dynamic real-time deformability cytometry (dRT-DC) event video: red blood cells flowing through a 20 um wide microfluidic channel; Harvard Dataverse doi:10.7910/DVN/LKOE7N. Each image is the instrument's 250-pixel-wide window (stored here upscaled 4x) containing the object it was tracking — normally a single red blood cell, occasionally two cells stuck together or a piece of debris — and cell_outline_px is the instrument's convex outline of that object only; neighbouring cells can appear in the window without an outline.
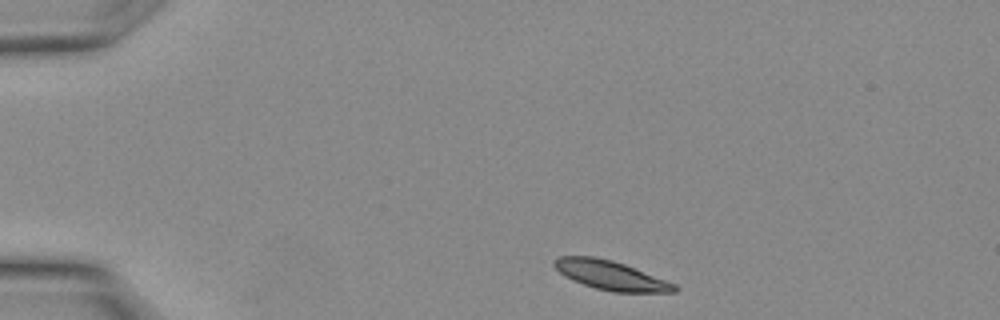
{"species": "Egyptian fruit bat (a non-hibernating species)", "species_latin": "Rousettus aegyptiacus", "temperature_condition": "warm", "stored_images_in_passage": 16, "camera_frame_rate_fps": 3000, "um_per_image_px": 0.085, "animal": {"sex": "female"}, "frame": {"image": 1, "passage_image": 1, "time_ms": 0.0, "image_size_px": [1000, 320], "cell_outline_px": [[680, 288], [676, 292], [612, 292], [596, 288], [572, 280], [560, 272], [552, 264], [552, 260], [560, 256], [592, 256], [612, 260], [624, 264], [676, 284]], "centroid_in_image_um": [51.91, 23.4], "position_along_channel_um": 33.1, "area_um2": 20.29}}
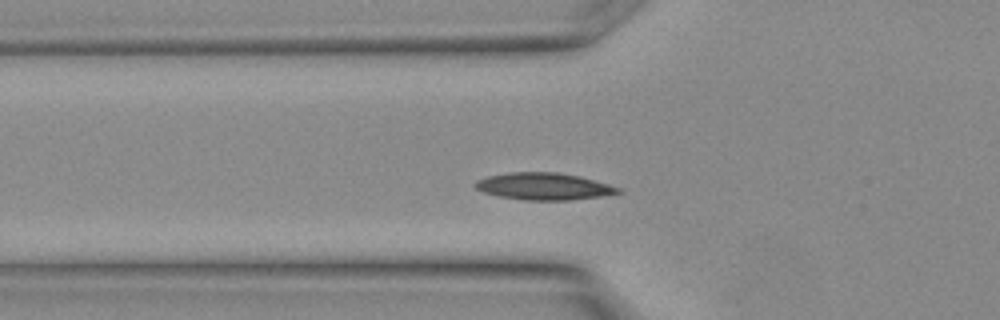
{"frame": {"image": 2, "passage_image": 6, "time_ms": 1.667, "image_size_px": [1000, 320], "cell_outline_px": [[624, 192], [600, 196], [572, 200], [524, 200], [500, 196], [484, 192], [476, 188], [472, 184], [476, 180], [488, 176], [508, 172], [556, 172], [576, 176], [592, 180], [620, 188]], "centroid_in_image_um": [46.18, 15.84], "position_along_channel_um": 79.6, "area_um2": 22.25}}
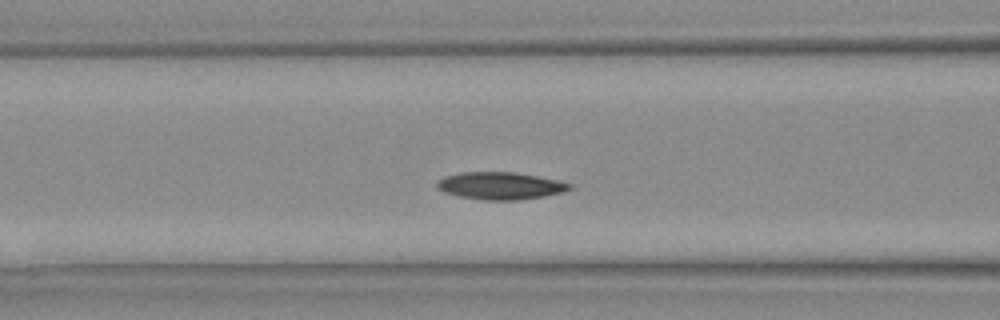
{"frame": {"image": 3, "passage_image": 8, "time_ms": 2.333, "image_size_px": [1000, 320], "cell_outline_px": [[572, 188], [560, 192], [544, 196], [520, 200], [484, 200], [460, 196], [444, 192], [436, 188], [436, 184], [444, 176], [460, 172], [516, 172], [556, 180], [572, 184]], "centroid_in_image_um": [42.5, 15.79], "position_along_channel_um": 124.1, "area_um2": 20.98}}